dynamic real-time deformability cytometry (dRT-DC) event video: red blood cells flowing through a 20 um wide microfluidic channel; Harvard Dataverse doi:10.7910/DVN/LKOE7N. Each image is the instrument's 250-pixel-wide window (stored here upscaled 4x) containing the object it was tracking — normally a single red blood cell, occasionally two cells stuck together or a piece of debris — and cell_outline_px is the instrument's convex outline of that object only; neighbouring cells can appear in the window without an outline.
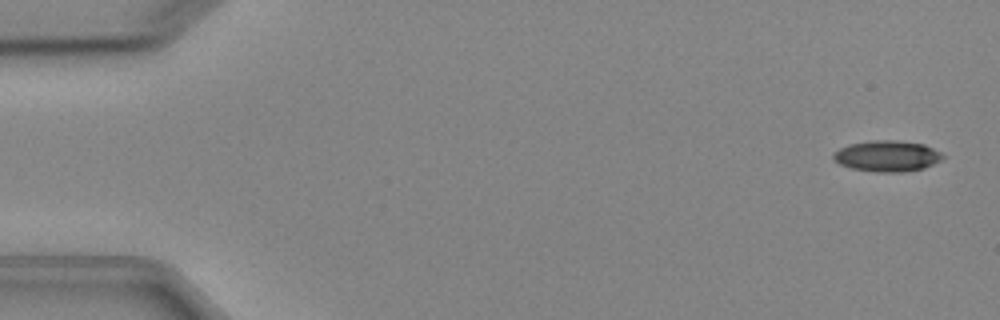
{"species": "Egyptian fruit bat (a non-hibernating species)", "species_latin": "Rousettus aegyptiacus", "temperature_condition": "cold", "stored_images_in_passage": 4, "camera_frame_rate_fps": 3000, "um_per_image_px": 0.085, "animal": {"sex": "female"}, "frame": {"image": 1, "passage_image": 1, "time_ms": 0.0, "image_size_px": [1000, 320], "cell_outline_px": [[944, 156], [940, 160], [924, 168], [904, 172], [876, 172], [852, 168], [840, 164], [832, 160], [832, 156], [840, 148], [848, 144], [872, 140], [896, 140], [924, 144], [940, 152]], "centroid_in_image_um": [75.39, 13.26], "position_along_channel_um": 9.6, "area_um2": 19.71}}